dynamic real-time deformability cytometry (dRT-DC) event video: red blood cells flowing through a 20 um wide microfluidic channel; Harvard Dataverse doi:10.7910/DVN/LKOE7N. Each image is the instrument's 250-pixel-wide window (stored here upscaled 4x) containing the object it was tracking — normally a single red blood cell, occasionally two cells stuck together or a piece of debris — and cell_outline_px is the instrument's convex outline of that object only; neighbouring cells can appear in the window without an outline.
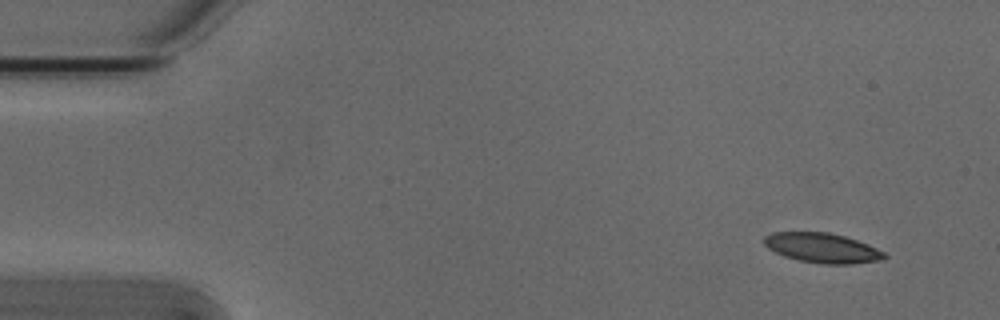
{"species": "Egyptian fruit bat (a non-hibernating species)", "species_latin": "Rousettus aegyptiacus", "temperature_condition": "cold", "stored_images_in_passage": 3, "camera_frame_rate_fps": 3000, "um_per_image_px": 0.085, "animal": {"sex": "male"}, "frame": {"image": 1, "passage_image": 1, "time_ms": 0.0, "image_size_px": [1000, 320], "cell_outline_px": [[888, 256], [880, 260], [852, 264], [820, 264], [800, 260], [784, 256], [768, 248], [764, 244], [764, 236], [772, 232], [828, 232], [844, 236], [868, 244], [884, 252]], "centroid_in_image_um": [69.89, 21.07], "position_along_channel_um": 15.1, "area_um2": 20.81}}